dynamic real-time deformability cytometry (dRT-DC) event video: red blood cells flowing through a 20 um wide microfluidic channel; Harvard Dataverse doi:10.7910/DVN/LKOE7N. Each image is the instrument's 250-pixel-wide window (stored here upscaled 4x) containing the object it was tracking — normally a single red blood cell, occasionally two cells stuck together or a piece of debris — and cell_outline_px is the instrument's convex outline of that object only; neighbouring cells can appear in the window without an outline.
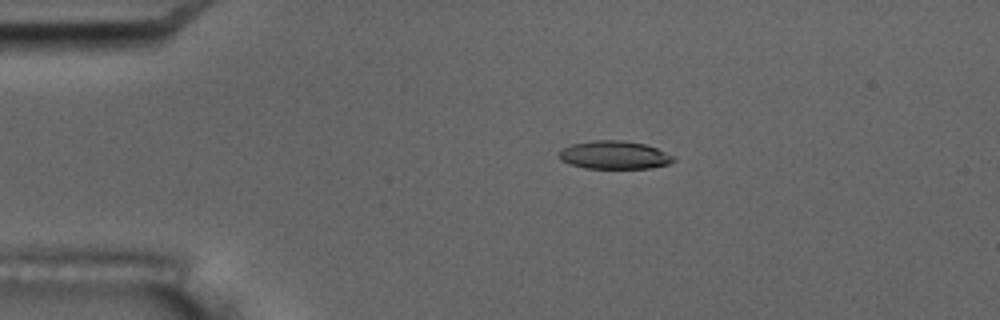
{"species": "common noctule bat (a hibernating species)", "species_latin": "Nyctalus noctula", "temperature_condition": "room temperature", "stored_images_in_passage": 6, "camera_frame_rate_fps": 3000, "um_per_image_px": 0.085, "animal": {"sex": "male", "body_mass_g": 17.5, "forearm_length_mm": 52.3}, "frame": {"image": 1, "passage_image": 3, "time_ms": 2.333, "image_size_px": [1000, 320], "cell_outline_px": [[676, 160], [668, 164], [652, 168], [584, 168], [568, 164], [560, 160], [560, 148], [572, 144], [592, 140], [620, 140], [644, 144], [656, 148], [676, 156]], "centroid_in_image_um": [52.22, 13.18], "position_along_channel_um": 32.8, "area_um2": 18.9}}